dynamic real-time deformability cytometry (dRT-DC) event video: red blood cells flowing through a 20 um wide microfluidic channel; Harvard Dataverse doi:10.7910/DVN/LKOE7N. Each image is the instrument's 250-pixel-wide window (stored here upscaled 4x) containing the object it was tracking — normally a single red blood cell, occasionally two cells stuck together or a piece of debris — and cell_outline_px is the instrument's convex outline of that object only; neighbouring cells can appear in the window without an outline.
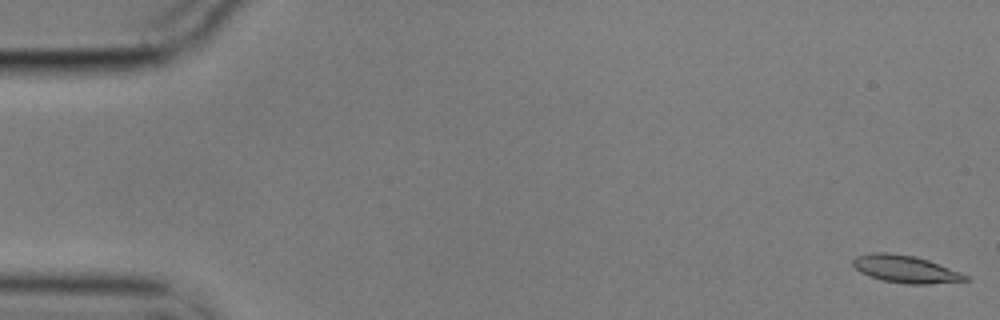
{"species": "common noctule bat (a hibernating species)", "species_latin": "Nyctalus noctula", "temperature_condition": "cold", "stored_images_in_passage": 57, "camera_frame_rate_fps": 3000, "um_per_image_px": 0.085, "animal": {"sex": "male", "body_mass_g": 17.9}, "frame": {"image": 1, "passage_image": 1, "time_ms": 0.0, "image_size_px": [1000, 320], "cell_outline_px": [[972, 280], [928, 284], [904, 284], [880, 280], [868, 276], [860, 272], [852, 264], [852, 260], [856, 256], [872, 252], [888, 252], [912, 256], [928, 260], [960, 272], [968, 276]], "centroid_in_image_um": [76.94, 22.88], "position_along_channel_um": 8.1, "area_um2": 18.03}}
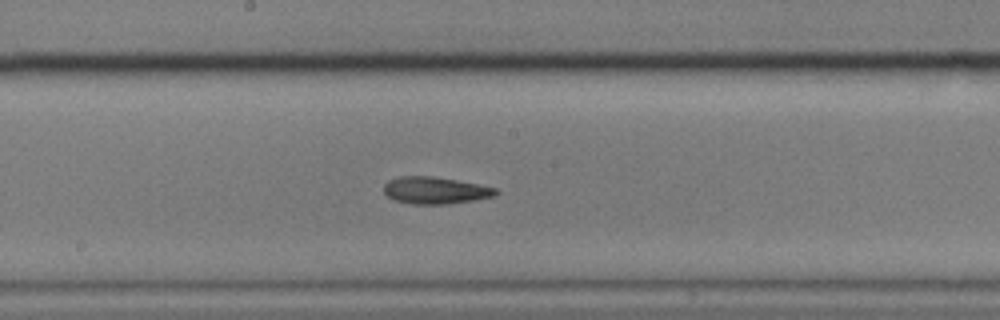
{"frame": {"image": 2, "passage_image": 30, "time_ms": 9.667, "image_size_px": [1000, 320], "cell_outline_px": [[500, 192], [496, 196], [476, 200], [448, 204], [412, 204], [392, 200], [384, 192], [384, 184], [388, 180], [400, 176], [432, 176], [480, 184], [496, 188]], "centroid_in_image_um": [37.02, 16.19], "position_along_channel_um": 211.2, "area_um2": 17.86}}
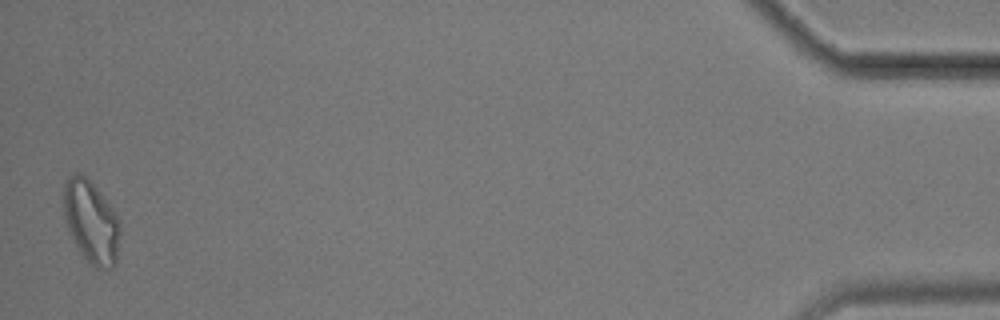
{"frame": {"image": 3, "passage_image": 56, "time_ms": 18.333, "image_size_px": [1000, 320], "cell_outline_px": [[120, 232], [116, 264], [112, 268], [96, 268], [80, 252], [68, 228], [64, 216], [64, 184], [68, 176], [76, 172], [80, 172], [88, 176], [104, 196], [120, 220]], "centroid_in_image_um": [7.77, 18.8], "position_along_channel_um": 427.4, "area_um2": 27.28}, "authors_computed_cell_mechanics": {"area_um2": 17.8602, "velocity_mm_per_s": 3.517, "shape_relaxation_time_tau1_ms": null, "shape_relaxation_time_tau2_ms": 5.2782, "deformation_change_tau1": null, "deformation_change_tau2": 0.151}}